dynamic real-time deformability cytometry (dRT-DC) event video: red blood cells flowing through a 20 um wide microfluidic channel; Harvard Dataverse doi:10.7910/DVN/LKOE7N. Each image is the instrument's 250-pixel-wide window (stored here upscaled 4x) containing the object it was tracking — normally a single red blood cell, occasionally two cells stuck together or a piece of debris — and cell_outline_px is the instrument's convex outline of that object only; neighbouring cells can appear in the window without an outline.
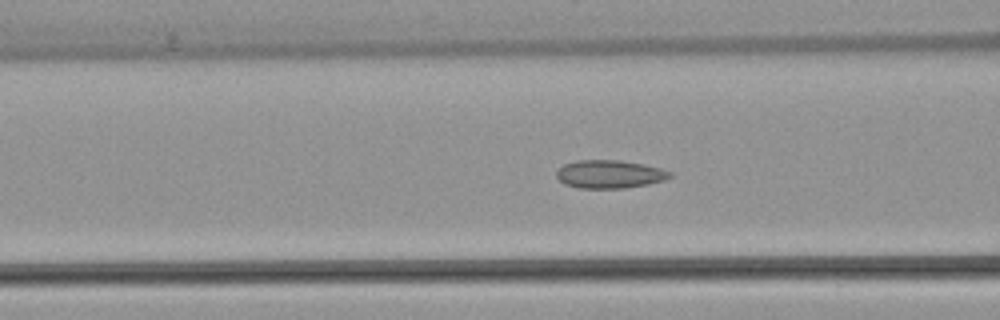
{"species": "common noctule bat (a hibernating species)", "species_latin": "Nyctalus noctula", "temperature_condition": "warm", "stored_images_in_passage": 41, "camera_frame_rate_fps": 3000, "um_per_image_px": 0.085, "animal": {"sex": "female", "body_mass_g": 22.7, "forearm_length_mm": 54.2}, "frame": {"image": 1, "passage_image": 19, "time_ms": 6.0, "image_size_px": [1000, 320], "cell_outline_px": [[672, 176], [664, 180], [648, 184], [624, 188], [580, 188], [564, 184], [556, 176], [556, 172], [564, 164], [576, 160], [620, 160], [644, 164], [660, 168], [672, 172]], "centroid_in_image_um": [51.82, 14.8], "position_along_channel_um": 114.8, "area_um2": 18.61}}
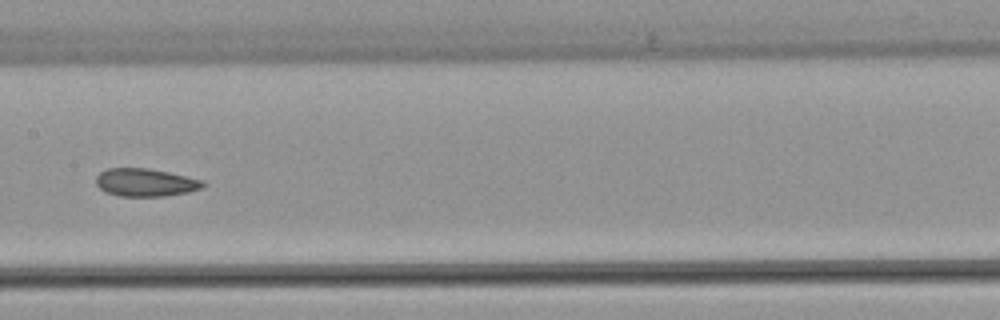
{"frame": {"image": 2, "passage_image": 25, "time_ms": 8.0, "image_size_px": [1000, 320], "cell_outline_px": [[204, 184], [200, 188], [188, 192], [164, 196], [120, 196], [104, 192], [96, 184], [96, 176], [100, 172], [108, 168], [148, 168], [168, 172], [204, 180]], "centroid_in_image_um": [12.33, 15.5], "position_along_channel_um": 195.1, "area_um2": 17.34}}
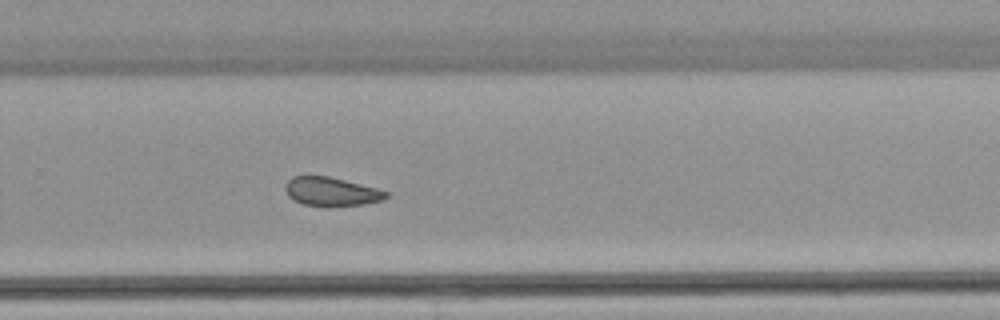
{"frame": {"image": 3, "passage_image": 33, "time_ms": 10.667, "image_size_px": [1000, 320], "cell_outline_px": [[388, 196], [384, 200], [364, 204], [328, 208], [304, 204], [288, 196], [284, 188], [284, 184], [292, 176], [328, 176], [376, 188], [388, 192]], "centroid_in_image_um": [28.15, 16.31], "position_along_channel_um": 301.6, "area_um2": 17.11}, "authors_computed_cell_mechanics": {"area_um2": 18.3226, "velocity_mm_per_s": 4.0081, "shape_relaxation_time_tau1_ms": null, "shape_relaxation_time_tau2_ms": 3.1984, "deformation_change_tau1": null, "deformation_change_tau2": 0.0872}}